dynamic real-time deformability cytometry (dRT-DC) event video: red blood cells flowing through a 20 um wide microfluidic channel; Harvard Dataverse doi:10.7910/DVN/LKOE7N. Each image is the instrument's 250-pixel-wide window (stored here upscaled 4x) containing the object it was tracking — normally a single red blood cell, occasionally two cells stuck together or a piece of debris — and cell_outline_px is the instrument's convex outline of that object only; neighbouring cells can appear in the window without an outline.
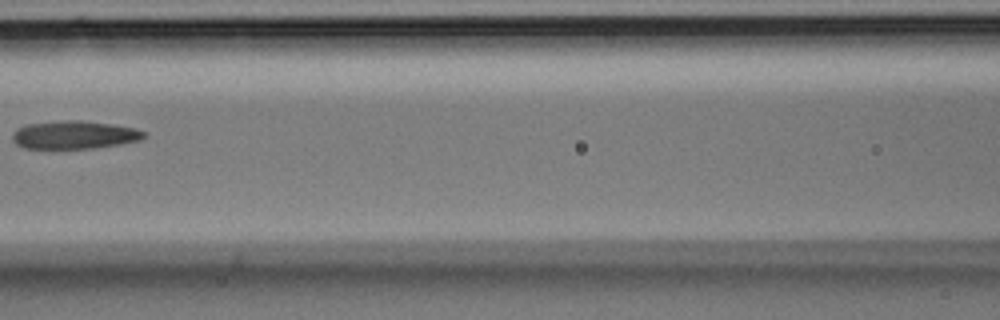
{"species": "Egyptian fruit bat (a non-hibernating species)", "species_latin": "Rousettus aegyptiacus", "temperature_condition": "room temperature", "stored_images_in_passage": 3, "camera_frame_rate_fps": 3000, "um_per_image_px": 0.085, "animal": {"sex": "male"}, "frame": {"image": 1, "passage_image": 3, "time_ms": 0.667, "image_size_px": [1000, 320], "cell_outline_px": [[144, 136], [140, 140], [120, 144], [92, 148], [24, 148], [16, 144], [12, 140], [12, 132], [16, 128], [28, 124], [72, 120], [80, 120], [112, 124], [136, 128], [144, 132]], "centroid_in_image_um": [6.29, 11.46], "position_along_channel_um": 160.3, "area_um2": 21.33}}